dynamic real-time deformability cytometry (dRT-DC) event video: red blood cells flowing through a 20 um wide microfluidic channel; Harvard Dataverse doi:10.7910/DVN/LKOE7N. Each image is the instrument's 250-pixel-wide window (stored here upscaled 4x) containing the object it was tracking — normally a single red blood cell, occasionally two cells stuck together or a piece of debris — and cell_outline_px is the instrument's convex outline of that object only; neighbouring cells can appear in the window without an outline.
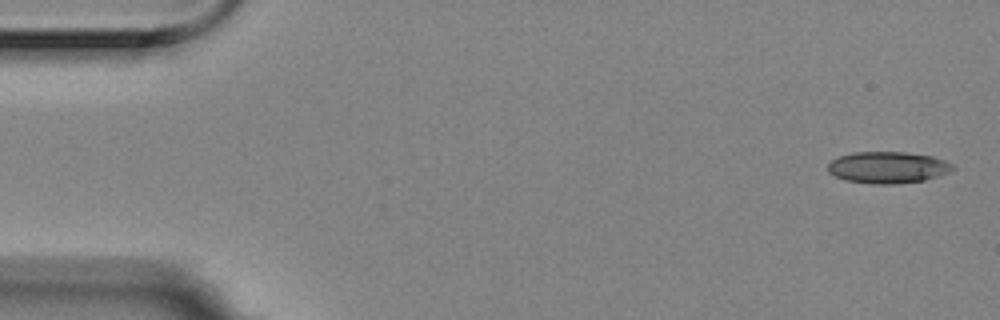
{"species": "Egyptian fruit bat (a non-hibernating species)", "species_latin": "Rousettus aegyptiacus", "temperature_condition": "room temperature", "stored_images_in_passage": 6, "camera_frame_rate_fps": 3000, "um_per_image_px": 0.085, "animal": {"sex": "female"}, "frame": {"image": 1, "passage_image": 1, "time_ms": 0.0, "image_size_px": [1000, 320], "cell_outline_px": [[956, 168], [948, 172], [924, 180], [896, 184], [872, 184], [844, 180], [828, 172], [828, 164], [832, 160], [840, 156], [852, 152], [904, 152], [932, 156], [944, 160], [952, 164]], "centroid_in_image_um": [75.44, 14.23], "position_along_channel_um": 9.6, "area_um2": 22.95}}
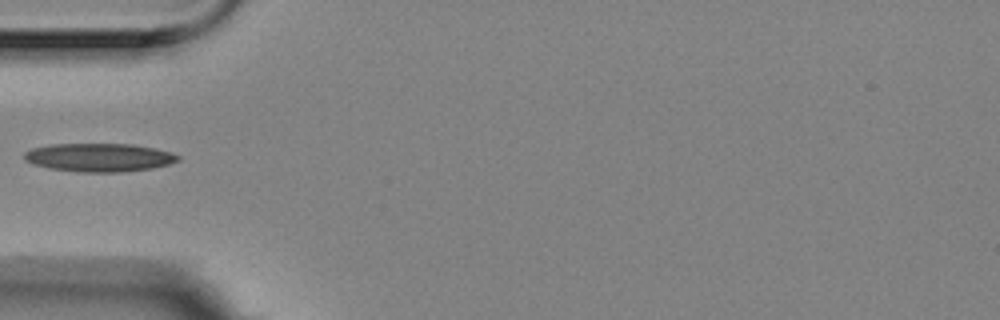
{"frame": {"image": 2, "passage_image": 5, "time_ms": 1.333, "image_size_px": [1000, 320], "cell_outline_px": [[180, 160], [168, 164], [152, 168], [120, 172], [80, 172], [48, 168], [24, 160], [24, 152], [32, 148], [52, 144], [132, 144], [156, 148], [172, 152], [180, 156]], "centroid_in_image_um": [8.45, 13.38], "position_along_channel_um": 76.5, "area_um2": 25.43}}
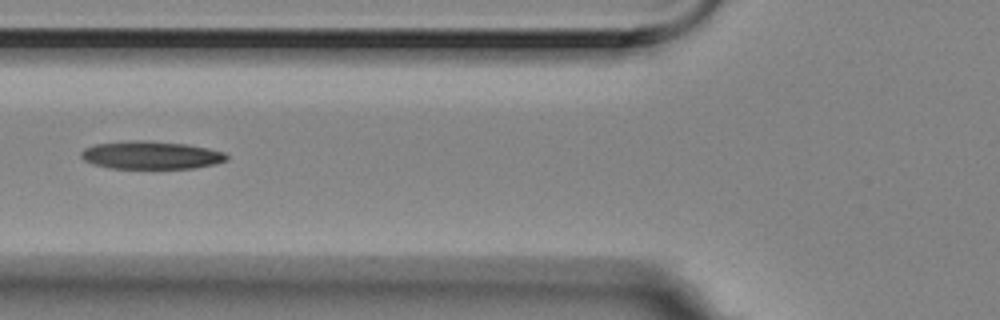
{"frame": {"image": 3, "passage_image": 6, "time_ms": 1.667, "image_size_px": [1000, 320], "cell_outline_px": [[228, 160], [212, 164], [192, 168], [108, 168], [92, 164], [84, 160], [80, 156], [80, 152], [84, 148], [96, 144], [128, 140], [148, 140], [188, 144], [208, 148], [224, 152], [228, 156]], "centroid_in_image_um": [12.8, 13.17], "position_along_channel_um": 113.0, "area_um2": 23.81}}